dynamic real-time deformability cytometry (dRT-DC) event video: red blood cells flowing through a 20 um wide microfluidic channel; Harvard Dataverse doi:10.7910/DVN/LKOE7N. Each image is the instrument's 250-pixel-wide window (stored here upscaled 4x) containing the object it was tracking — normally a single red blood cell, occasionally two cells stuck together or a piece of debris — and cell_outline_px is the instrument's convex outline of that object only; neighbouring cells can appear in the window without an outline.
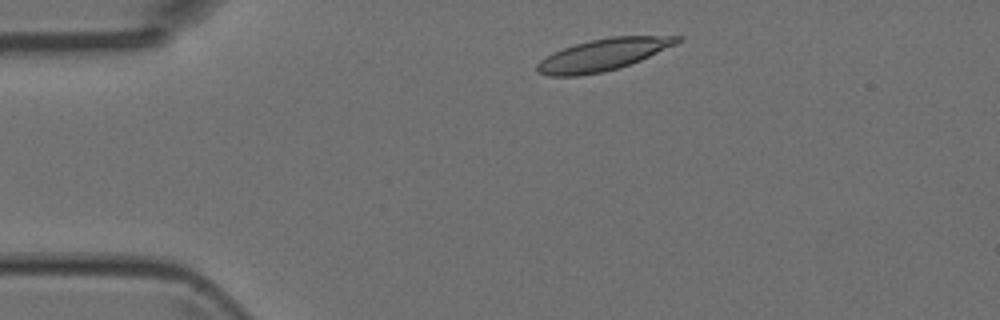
{"species": "Egyptian fruit bat (a non-hibernating species)", "species_latin": "Rousettus aegyptiacus", "temperature_condition": "room temperature", "stored_images_in_passage": 2, "camera_frame_rate_fps": 3000, "um_per_image_px": 0.085, "animal": {"sex": "female"}, "frame": {"image": 1, "passage_image": 1, "time_ms": 0.0, "image_size_px": [1000, 320], "cell_outline_px": [[684, 36], [676, 44], [640, 60], [604, 72], [580, 76], [548, 76], [536, 72], [536, 64], [540, 60], [552, 52], [588, 40], [612, 36]], "centroid_in_image_um": [51.2, 4.65], "position_along_channel_um": 33.8, "area_um2": 25.89}}